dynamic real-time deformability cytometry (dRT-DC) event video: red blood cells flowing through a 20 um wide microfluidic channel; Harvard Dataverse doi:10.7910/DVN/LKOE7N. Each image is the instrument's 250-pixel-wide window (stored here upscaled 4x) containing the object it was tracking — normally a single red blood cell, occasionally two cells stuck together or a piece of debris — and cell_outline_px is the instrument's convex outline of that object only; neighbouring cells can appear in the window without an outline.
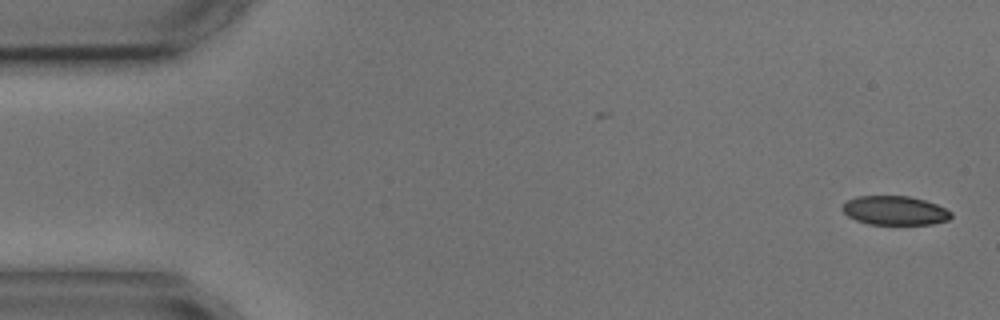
{"species": "common noctule bat (a hibernating species)", "species_latin": "Nyctalus noctula", "temperature_condition": "cold", "stored_images_in_passage": 4, "camera_frame_rate_fps": 3000, "um_per_image_px": 0.085, "animal": {"sex": "male", "body_mass_g": 17.9, "forearm_length_mm": 54.2}, "frame": {"image": 1, "passage_image": 1, "time_ms": 0.0, "image_size_px": [1000, 320], "cell_outline_px": [[952, 216], [948, 220], [932, 224], [868, 224], [856, 220], [848, 216], [840, 208], [848, 200], [856, 196], [908, 196], [924, 200], [936, 204], [952, 212]], "centroid_in_image_um": [76.05, 17.89], "position_along_channel_um": 8.9, "area_um2": 18.32}}
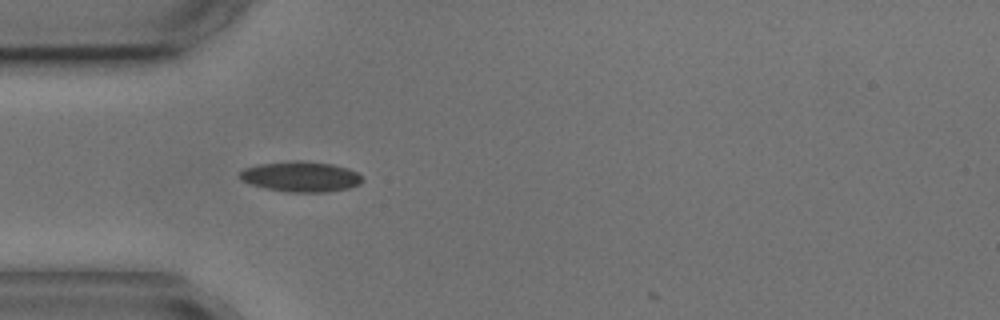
{"frame": {"image": 2, "passage_image": 4, "time_ms": 4.667, "image_size_px": [1000, 320], "cell_outline_px": [[364, 180], [360, 184], [348, 188], [328, 192], [284, 192], [264, 188], [240, 180], [240, 172], [244, 168], [260, 164], [296, 160], [300, 160], [332, 164], [348, 168], [356, 172]], "centroid_in_image_um": [25.57, 15.02], "position_along_channel_um": 59.4, "area_um2": 21.73}}